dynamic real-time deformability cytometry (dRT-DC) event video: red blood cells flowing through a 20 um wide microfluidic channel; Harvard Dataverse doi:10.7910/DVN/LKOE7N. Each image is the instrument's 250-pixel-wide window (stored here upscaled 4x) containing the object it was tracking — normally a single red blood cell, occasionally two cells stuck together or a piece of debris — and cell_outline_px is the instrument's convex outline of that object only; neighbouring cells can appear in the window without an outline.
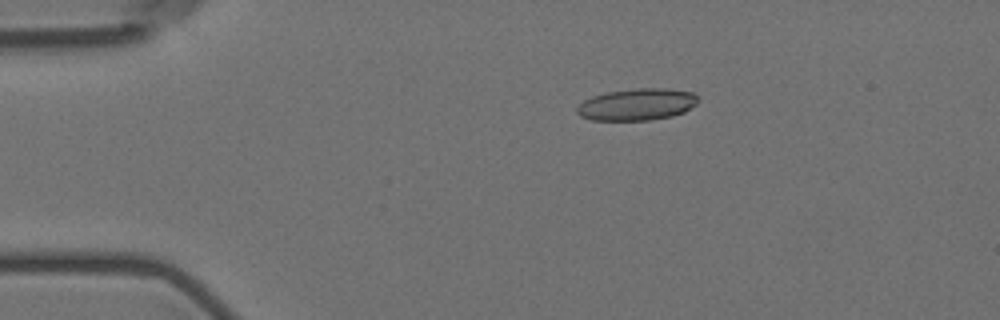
{"species": "Egyptian fruit bat (a non-hibernating species)", "species_latin": "Rousettus aegyptiacus", "temperature_condition": "room temperature", "stored_images_in_passage": 5, "camera_frame_rate_fps": 3000, "um_per_image_px": 0.085, "animal": {"sex": "female"}, "frame": {"image": 1, "passage_image": 4, "time_ms": 3.333, "image_size_px": [1000, 320], "cell_outline_px": [[700, 100], [696, 104], [684, 112], [672, 116], [652, 120], [592, 120], [580, 116], [576, 112], [576, 108], [584, 100], [592, 96], [604, 92], [636, 88], [664, 88], [696, 92]], "centroid_in_image_um": [54.17, 8.87], "position_along_channel_um": 30.8, "area_um2": 22.77}}